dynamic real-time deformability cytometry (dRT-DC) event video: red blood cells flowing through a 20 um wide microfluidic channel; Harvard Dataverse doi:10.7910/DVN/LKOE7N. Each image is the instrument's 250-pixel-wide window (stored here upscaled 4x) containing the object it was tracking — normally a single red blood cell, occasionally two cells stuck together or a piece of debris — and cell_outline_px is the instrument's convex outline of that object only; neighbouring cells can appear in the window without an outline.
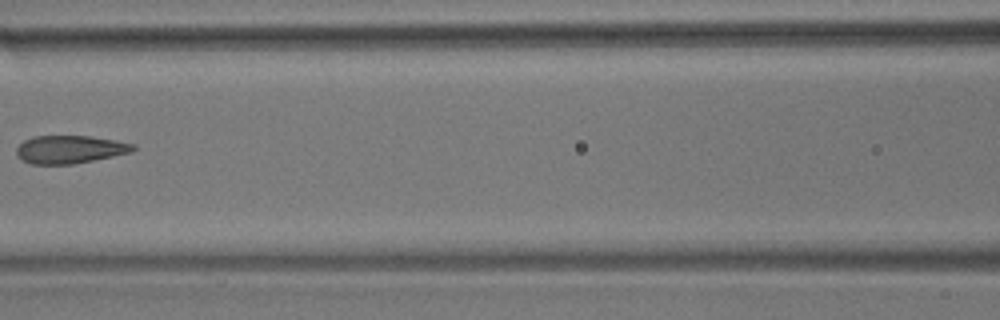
{"species": "common noctule bat (a hibernating species)", "species_latin": "Nyctalus noctula", "temperature_condition": "room temperature", "stored_images_in_passage": 4, "camera_frame_rate_fps": 3000, "um_per_image_px": 0.085, "animal": {"sex": "male", "body_mass_g": 17.9}, "frame": {"image": 1, "passage_image": 4, "time_ms": 3.667, "image_size_px": [1000, 320], "cell_outline_px": [[136, 148], [132, 152], [72, 164], [32, 164], [16, 156], [16, 148], [24, 140], [32, 136], [92, 136], [136, 144]], "centroid_in_image_um": [5.93, 12.69], "position_along_channel_um": 160.7, "area_um2": 18.96}}